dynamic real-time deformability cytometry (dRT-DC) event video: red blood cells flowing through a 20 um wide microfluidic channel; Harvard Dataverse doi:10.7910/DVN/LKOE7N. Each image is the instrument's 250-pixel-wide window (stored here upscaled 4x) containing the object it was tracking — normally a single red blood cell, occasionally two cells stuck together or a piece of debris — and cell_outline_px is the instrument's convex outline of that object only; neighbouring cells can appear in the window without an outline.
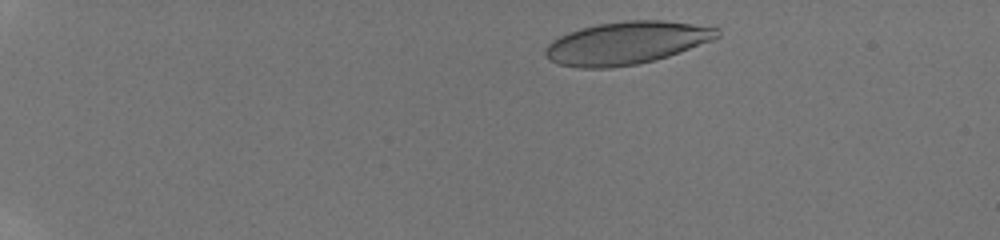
{"species": "human", "species_latin": "Homo sapiens", "temperature_condition": "room temperature", "stored_images_in_passage": 8, "camera_frame_rate_fps": 3000, "um_per_image_px": 0.085, "donor": {"sex": "male"}, "frame": {"image": 1, "passage_image": 2, "time_ms": 1.0, "image_size_px": [1000, 240], "cell_outline_px": [[720, 36], [716, 40], [656, 60], [636, 64], [608, 68], [580, 68], [560, 64], [548, 60], [544, 56], [544, 48], [552, 40], [568, 32], [580, 28], [596, 24], [624, 20], [664, 20], [720, 28]], "centroid_in_image_um": [53.26, 3.65], "position_along_channel_um": 31.7, "area_um2": 43.18}}
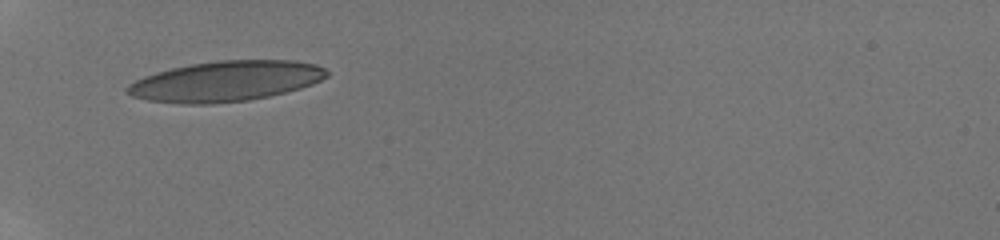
{"frame": {"image": 2, "passage_image": 6, "time_ms": 4.333, "image_size_px": [1000, 240], "cell_outline_px": [[328, 76], [312, 84], [300, 88], [268, 96], [248, 100], [212, 104], [184, 104], [148, 100], [132, 96], [124, 92], [124, 88], [128, 84], [144, 76], [156, 72], [172, 68], [192, 64], [216, 60], [296, 60], [316, 64], [324, 68], [328, 72]], "centroid_in_image_um": [19.17, 6.9], "position_along_channel_um": 65.8, "area_um2": 46.99}}